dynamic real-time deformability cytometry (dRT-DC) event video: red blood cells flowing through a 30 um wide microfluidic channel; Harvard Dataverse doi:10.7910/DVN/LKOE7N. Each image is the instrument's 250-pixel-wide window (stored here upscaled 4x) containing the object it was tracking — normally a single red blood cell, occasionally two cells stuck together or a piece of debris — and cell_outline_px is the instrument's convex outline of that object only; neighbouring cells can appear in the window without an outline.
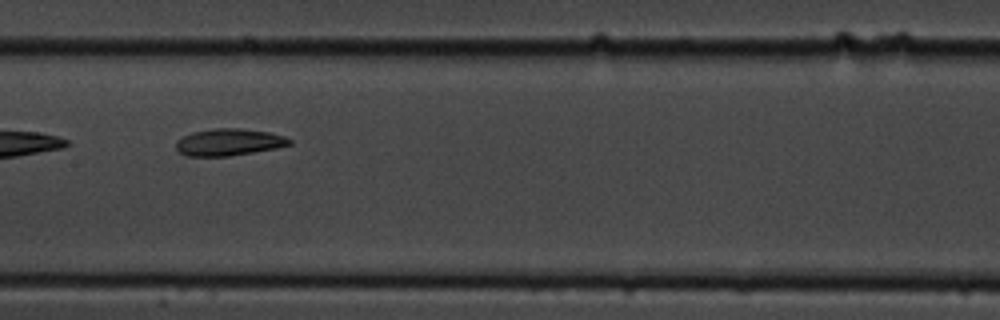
{"species": "common noctule bat (a hibernating species)", "species_latin": "Nyctalus noctula", "temperature_condition": "cold", "stored_images_in_passage": 9, "camera_frame_rate_fps": 3000, "um_per_image_px": 0.085, "animal": {"sex": "male", "body_mass_g": 19.5, "forearm_length_mm": 54.6}, "frame": {"image": 1, "passage_image": 6, "time_ms": 5.667, "image_size_px": [1000, 320], "cell_outline_px": [[292, 144], [276, 148], [228, 156], [184, 156], [176, 148], [176, 140], [192, 132], [216, 128], [240, 128], [268, 132], [284, 136], [292, 140]], "centroid_in_image_um": [19.44, 12.08], "position_along_channel_um": 188.0, "area_um2": 17.74}}
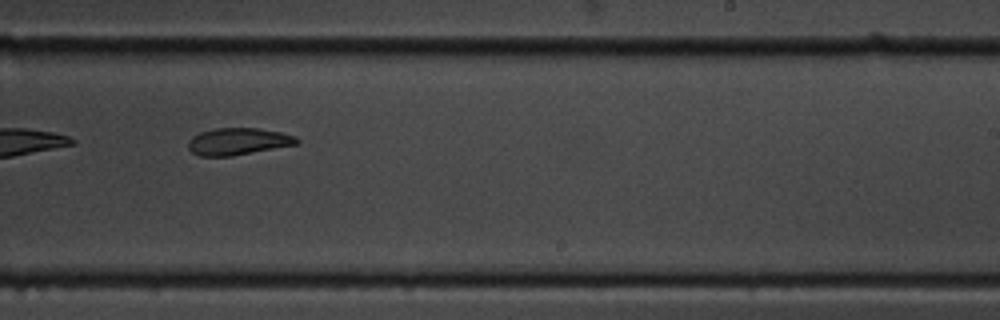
{"frame": {"image": 2, "passage_image": 8, "time_ms": 8.0, "image_size_px": [1000, 320], "cell_outline_px": [[300, 144], [232, 156], [200, 156], [192, 152], [188, 148], [188, 140], [192, 136], [200, 132], [216, 128], [260, 128], [280, 132], [296, 136], [300, 140]], "centroid_in_image_um": [20.26, 12.02], "position_along_channel_um": 268.7, "area_um2": 17.28}}
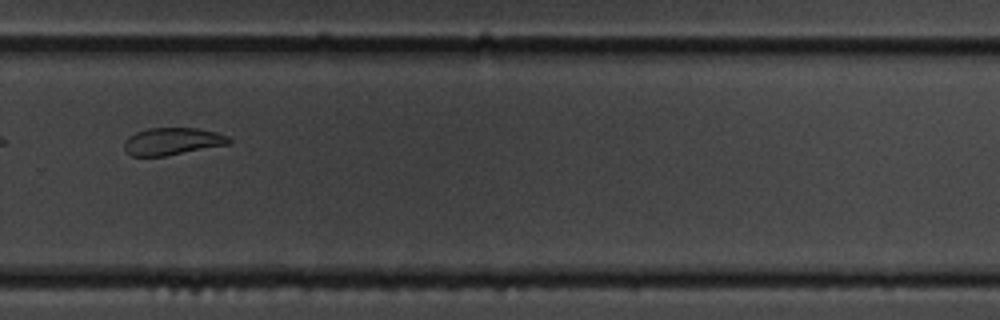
{"frame": {"image": 3, "passage_image": 9, "time_ms": 9.333, "image_size_px": [1000, 320], "cell_outline_px": [[232, 140], [228, 144], [164, 156], [132, 156], [124, 148], [124, 140], [128, 136], [136, 132], [148, 128], [196, 128], [216, 132], [228, 136]], "centroid_in_image_um": [14.62, 12.0], "position_along_channel_um": 315.2, "area_um2": 16.53}}